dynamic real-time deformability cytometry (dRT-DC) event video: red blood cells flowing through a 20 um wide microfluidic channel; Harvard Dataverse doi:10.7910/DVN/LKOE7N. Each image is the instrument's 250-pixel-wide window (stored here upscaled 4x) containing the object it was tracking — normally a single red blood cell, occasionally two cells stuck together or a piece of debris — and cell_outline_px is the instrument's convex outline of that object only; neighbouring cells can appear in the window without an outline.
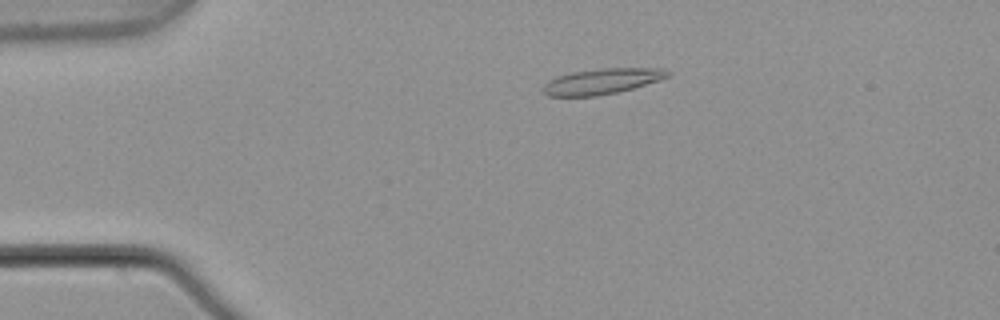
{"species": "common noctule bat (a hibernating species)", "species_latin": "Nyctalus noctula", "temperature_condition": "warm", "stored_images_in_passage": 6, "camera_frame_rate_fps": 3000, "um_per_image_px": 0.085, "animal": {"sex": "male", "body_mass_g": 21.5, "forearm_length_mm": 52.0}, "frame": {"image": 1, "passage_image": 3, "time_ms": 0.667, "image_size_px": [1000, 320], "cell_outline_px": [[672, 72], [668, 76], [660, 80], [632, 88], [616, 92], [596, 96], [548, 96], [540, 92], [540, 88], [548, 80], [556, 76], [572, 72], [600, 68], [664, 68]], "centroid_in_image_um": [51.11, 6.91], "position_along_channel_um": 33.9, "area_um2": 18.79}}
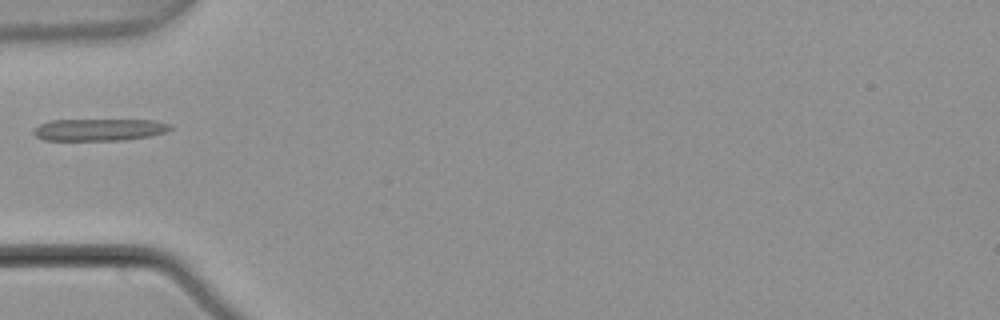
{"frame": {"image": 2, "passage_image": 4, "time_ms": 1.0, "image_size_px": [1000, 320], "cell_outline_px": [[172, 128], [164, 132], [148, 136], [124, 140], [44, 140], [36, 136], [32, 132], [40, 124], [48, 120], [156, 120], [172, 124]], "centroid_in_image_um": [8.44, 11.02], "position_along_channel_um": 76.6, "area_um2": 17.51}}
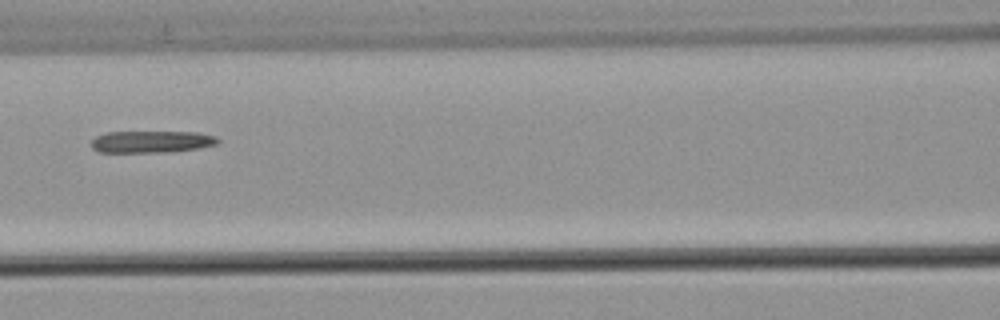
{"frame": {"image": 3, "passage_image": 6, "time_ms": 1.667, "image_size_px": [1000, 320], "cell_outline_px": [[220, 140], [216, 144], [196, 148], [172, 152], [100, 152], [92, 148], [92, 140], [96, 136], [108, 132], [200, 132], [216, 136]], "centroid_in_image_um": [12.9, 12.04], "position_along_channel_um": 153.7, "area_um2": 16.13}}